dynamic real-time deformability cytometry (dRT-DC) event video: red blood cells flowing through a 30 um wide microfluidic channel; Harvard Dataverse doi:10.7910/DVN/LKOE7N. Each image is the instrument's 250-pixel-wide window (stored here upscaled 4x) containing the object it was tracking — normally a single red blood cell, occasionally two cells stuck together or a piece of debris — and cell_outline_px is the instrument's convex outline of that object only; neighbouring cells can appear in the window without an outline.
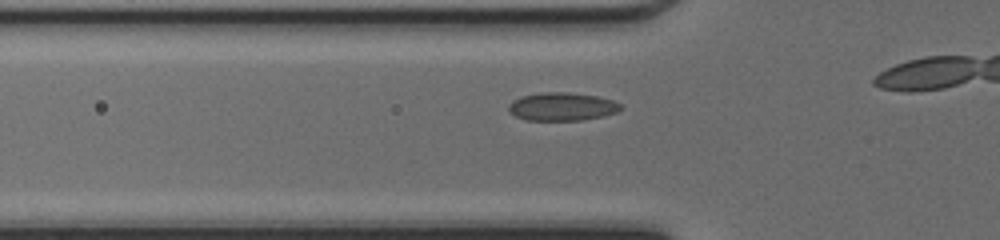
{"species": "common noctule bat (a hibernating species)", "species_latin": "Nyctalus noctula", "temperature_condition": "cold", "stored_images_in_passage": 9, "camera_frame_rate_fps": 3000, "um_per_image_px": 0.085, "animal": {"sex": "female", "body_mass_g": 17.0, "forearm_length_mm": 48.0}, "frame": {"image": 1, "passage_image": 4, "time_ms": 1.0, "image_size_px": [1000, 240], "cell_outline_px": [[624, 108], [616, 112], [604, 116], [584, 120], [524, 120], [508, 112], [508, 104], [512, 100], [520, 96], [544, 92], [568, 92], [596, 96], [612, 100], [620, 104]], "centroid_in_image_um": [47.75, 9.06], "position_along_channel_um": 78.1, "area_um2": 18.55}}
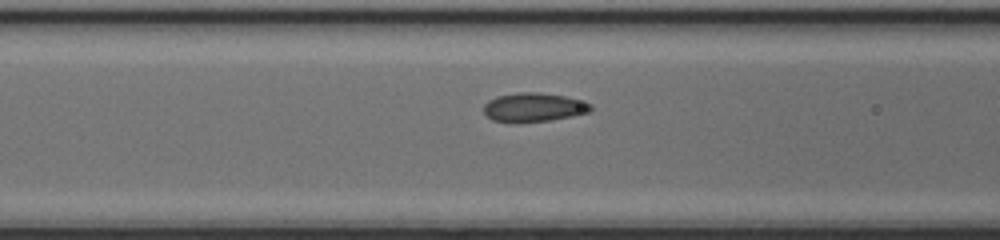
{"frame": {"image": 2, "passage_image": 7, "time_ms": 2.0, "image_size_px": [1000, 240], "cell_outline_px": [[592, 108], [588, 112], [572, 116], [548, 120], [492, 120], [484, 112], [484, 104], [488, 100], [496, 96], [516, 92], [536, 92], [564, 96], [592, 104]], "centroid_in_image_um": [45.36, 9.08], "position_along_channel_um": 121.2, "area_um2": 17.34}}